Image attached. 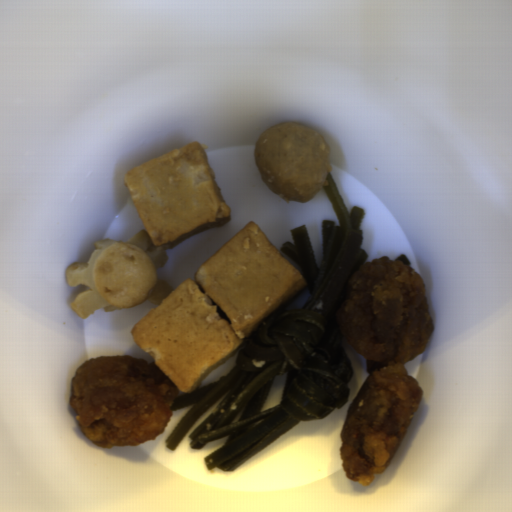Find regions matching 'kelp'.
Returning a JSON list of instances; mask_svg holds the SVG:
<instances>
[{
  "mask_svg": "<svg viewBox=\"0 0 512 512\" xmlns=\"http://www.w3.org/2000/svg\"><path fill=\"white\" fill-rule=\"evenodd\" d=\"M322 187L338 224L321 222L323 257L318 266L306 224L292 228V240L277 249L302 275L310 292L299 308L281 306L237 350L236 362L214 384L179 391L170 409L190 408L165 444L175 450L194 422L220 403L188 436L191 449L227 437L204 458L208 471L233 472L302 421L321 419L350 397L355 372L337 312L349 296V282L366 264L360 230L366 211L346 203L329 172ZM287 374L276 408L262 411L274 379Z\"/></svg>",
  "mask_w": 512,
  "mask_h": 512,
  "instance_id": "kelp-1",
  "label": "kelp"
},
{
  "mask_svg": "<svg viewBox=\"0 0 512 512\" xmlns=\"http://www.w3.org/2000/svg\"><path fill=\"white\" fill-rule=\"evenodd\" d=\"M394 260L404 263V264L408 265L409 267L411 265V260L406 255H402Z\"/></svg>",
  "mask_w": 512,
  "mask_h": 512,
  "instance_id": "kelp-2",
  "label": "kelp"
}]
</instances>
